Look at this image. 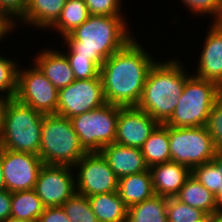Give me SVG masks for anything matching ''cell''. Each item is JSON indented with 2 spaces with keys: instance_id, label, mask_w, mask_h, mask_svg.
I'll return each instance as SVG.
<instances>
[{
  "instance_id": "6da1fadb",
  "label": "cell",
  "mask_w": 222,
  "mask_h": 222,
  "mask_svg": "<svg viewBox=\"0 0 222 222\" xmlns=\"http://www.w3.org/2000/svg\"><path fill=\"white\" fill-rule=\"evenodd\" d=\"M156 61L136 38L105 59L99 76L106 103L121 107L137 106L148 73Z\"/></svg>"
},
{
  "instance_id": "7a4b0ae2",
  "label": "cell",
  "mask_w": 222,
  "mask_h": 222,
  "mask_svg": "<svg viewBox=\"0 0 222 222\" xmlns=\"http://www.w3.org/2000/svg\"><path fill=\"white\" fill-rule=\"evenodd\" d=\"M123 16L89 15L88 19L69 35L65 55L91 58L101 67L109 56L121 50L133 37Z\"/></svg>"
},
{
  "instance_id": "3957f363",
  "label": "cell",
  "mask_w": 222,
  "mask_h": 222,
  "mask_svg": "<svg viewBox=\"0 0 222 222\" xmlns=\"http://www.w3.org/2000/svg\"><path fill=\"white\" fill-rule=\"evenodd\" d=\"M179 60L156 61L151 67L137 107L164 124L175 110L190 76Z\"/></svg>"
},
{
  "instance_id": "277c9868",
  "label": "cell",
  "mask_w": 222,
  "mask_h": 222,
  "mask_svg": "<svg viewBox=\"0 0 222 222\" xmlns=\"http://www.w3.org/2000/svg\"><path fill=\"white\" fill-rule=\"evenodd\" d=\"M43 117L16 97L9 98L0 128V148L39 155Z\"/></svg>"
},
{
  "instance_id": "5b68a950",
  "label": "cell",
  "mask_w": 222,
  "mask_h": 222,
  "mask_svg": "<svg viewBox=\"0 0 222 222\" xmlns=\"http://www.w3.org/2000/svg\"><path fill=\"white\" fill-rule=\"evenodd\" d=\"M221 96L222 88L217 83L191 74L175 110L164 124L183 128L206 126L210 110Z\"/></svg>"
},
{
  "instance_id": "8992f818",
  "label": "cell",
  "mask_w": 222,
  "mask_h": 222,
  "mask_svg": "<svg viewBox=\"0 0 222 222\" xmlns=\"http://www.w3.org/2000/svg\"><path fill=\"white\" fill-rule=\"evenodd\" d=\"M86 153L69 118L44 115L38 155L44 164L73 167Z\"/></svg>"
},
{
  "instance_id": "52a82bcc",
  "label": "cell",
  "mask_w": 222,
  "mask_h": 222,
  "mask_svg": "<svg viewBox=\"0 0 222 222\" xmlns=\"http://www.w3.org/2000/svg\"><path fill=\"white\" fill-rule=\"evenodd\" d=\"M119 106L105 103L70 118L81 146L87 153L100 152L115 142Z\"/></svg>"
},
{
  "instance_id": "ba28073f",
  "label": "cell",
  "mask_w": 222,
  "mask_h": 222,
  "mask_svg": "<svg viewBox=\"0 0 222 222\" xmlns=\"http://www.w3.org/2000/svg\"><path fill=\"white\" fill-rule=\"evenodd\" d=\"M171 161L190 170L215 158L217 149L206 126L183 128L168 126Z\"/></svg>"
},
{
  "instance_id": "9c48e42d",
  "label": "cell",
  "mask_w": 222,
  "mask_h": 222,
  "mask_svg": "<svg viewBox=\"0 0 222 222\" xmlns=\"http://www.w3.org/2000/svg\"><path fill=\"white\" fill-rule=\"evenodd\" d=\"M32 65L24 70L18 68L15 97L43 115L56 114L58 89L35 64Z\"/></svg>"
},
{
  "instance_id": "30bf717a",
  "label": "cell",
  "mask_w": 222,
  "mask_h": 222,
  "mask_svg": "<svg viewBox=\"0 0 222 222\" xmlns=\"http://www.w3.org/2000/svg\"><path fill=\"white\" fill-rule=\"evenodd\" d=\"M73 169L76 192L89 197L117 191L118 178L100 152L86 153Z\"/></svg>"
},
{
  "instance_id": "8fae6325",
  "label": "cell",
  "mask_w": 222,
  "mask_h": 222,
  "mask_svg": "<svg viewBox=\"0 0 222 222\" xmlns=\"http://www.w3.org/2000/svg\"><path fill=\"white\" fill-rule=\"evenodd\" d=\"M105 103L100 77L87 80L76 79L72 84L58 90L56 114L70 119Z\"/></svg>"
},
{
  "instance_id": "7c38bea8",
  "label": "cell",
  "mask_w": 222,
  "mask_h": 222,
  "mask_svg": "<svg viewBox=\"0 0 222 222\" xmlns=\"http://www.w3.org/2000/svg\"><path fill=\"white\" fill-rule=\"evenodd\" d=\"M0 163L6 190L11 193L33 190L44 164L38 155L3 148H0Z\"/></svg>"
},
{
  "instance_id": "4fadbf2b",
  "label": "cell",
  "mask_w": 222,
  "mask_h": 222,
  "mask_svg": "<svg viewBox=\"0 0 222 222\" xmlns=\"http://www.w3.org/2000/svg\"><path fill=\"white\" fill-rule=\"evenodd\" d=\"M72 169L66 165L43 164L34 190L45 208L62 206L76 192Z\"/></svg>"
},
{
  "instance_id": "5bb4252c",
  "label": "cell",
  "mask_w": 222,
  "mask_h": 222,
  "mask_svg": "<svg viewBox=\"0 0 222 222\" xmlns=\"http://www.w3.org/2000/svg\"><path fill=\"white\" fill-rule=\"evenodd\" d=\"M158 124L137 106H119L115 143L141 149Z\"/></svg>"
},
{
  "instance_id": "9a60e30c",
  "label": "cell",
  "mask_w": 222,
  "mask_h": 222,
  "mask_svg": "<svg viewBox=\"0 0 222 222\" xmlns=\"http://www.w3.org/2000/svg\"><path fill=\"white\" fill-rule=\"evenodd\" d=\"M199 58L196 77L210 80L222 88V25L213 22Z\"/></svg>"
},
{
  "instance_id": "2e32d148",
  "label": "cell",
  "mask_w": 222,
  "mask_h": 222,
  "mask_svg": "<svg viewBox=\"0 0 222 222\" xmlns=\"http://www.w3.org/2000/svg\"><path fill=\"white\" fill-rule=\"evenodd\" d=\"M100 153L118 179L126 175L138 174L149 170L141 149L123 146L114 142L104 146Z\"/></svg>"
},
{
  "instance_id": "e0dca14e",
  "label": "cell",
  "mask_w": 222,
  "mask_h": 222,
  "mask_svg": "<svg viewBox=\"0 0 222 222\" xmlns=\"http://www.w3.org/2000/svg\"><path fill=\"white\" fill-rule=\"evenodd\" d=\"M149 170L155 195L166 198L175 197L191 175V170L187 166L173 161L154 165Z\"/></svg>"
},
{
  "instance_id": "ac0fdd59",
  "label": "cell",
  "mask_w": 222,
  "mask_h": 222,
  "mask_svg": "<svg viewBox=\"0 0 222 222\" xmlns=\"http://www.w3.org/2000/svg\"><path fill=\"white\" fill-rule=\"evenodd\" d=\"M57 50V51H56ZM47 48L35 55L34 64L59 90L72 84L76 79L69 61L63 52Z\"/></svg>"
},
{
  "instance_id": "d6986e66",
  "label": "cell",
  "mask_w": 222,
  "mask_h": 222,
  "mask_svg": "<svg viewBox=\"0 0 222 222\" xmlns=\"http://www.w3.org/2000/svg\"><path fill=\"white\" fill-rule=\"evenodd\" d=\"M66 0H28L23 15L15 20L35 26L37 29L50 28L59 18Z\"/></svg>"
},
{
  "instance_id": "ffe728a7",
  "label": "cell",
  "mask_w": 222,
  "mask_h": 222,
  "mask_svg": "<svg viewBox=\"0 0 222 222\" xmlns=\"http://www.w3.org/2000/svg\"><path fill=\"white\" fill-rule=\"evenodd\" d=\"M117 193L130 207L155 195L150 170L118 179Z\"/></svg>"
},
{
  "instance_id": "44dd1931",
  "label": "cell",
  "mask_w": 222,
  "mask_h": 222,
  "mask_svg": "<svg viewBox=\"0 0 222 222\" xmlns=\"http://www.w3.org/2000/svg\"><path fill=\"white\" fill-rule=\"evenodd\" d=\"M88 200L98 222H127L128 206L117 191L89 196Z\"/></svg>"
},
{
  "instance_id": "7402d4cb",
  "label": "cell",
  "mask_w": 222,
  "mask_h": 222,
  "mask_svg": "<svg viewBox=\"0 0 222 222\" xmlns=\"http://www.w3.org/2000/svg\"><path fill=\"white\" fill-rule=\"evenodd\" d=\"M175 198L189 206L201 209L207 215L218 212L215 195L192 175L186 179Z\"/></svg>"
},
{
  "instance_id": "603a6c76",
  "label": "cell",
  "mask_w": 222,
  "mask_h": 222,
  "mask_svg": "<svg viewBox=\"0 0 222 222\" xmlns=\"http://www.w3.org/2000/svg\"><path fill=\"white\" fill-rule=\"evenodd\" d=\"M147 166L171 161L168 126L158 124L141 147Z\"/></svg>"
},
{
  "instance_id": "cb8c5ba5",
  "label": "cell",
  "mask_w": 222,
  "mask_h": 222,
  "mask_svg": "<svg viewBox=\"0 0 222 222\" xmlns=\"http://www.w3.org/2000/svg\"><path fill=\"white\" fill-rule=\"evenodd\" d=\"M44 208L34 189L11 193V217L37 222Z\"/></svg>"
},
{
  "instance_id": "d4e9b609",
  "label": "cell",
  "mask_w": 222,
  "mask_h": 222,
  "mask_svg": "<svg viewBox=\"0 0 222 222\" xmlns=\"http://www.w3.org/2000/svg\"><path fill=\"white\" fill-rule=\"evenodd\" d=\"M167 198L159 195L128 207L127 222H168Z\"/></svg>"
},
{
  "instance_id": "484cf974",
  "label": "cell",
  "mask_w": 222,
  "mask_h": 222,
  "mask_svg": "<svg viewBox=\"0 0 222 222\" xmlns=\"http://www.w3.org/2000/svg\"><path fill=\"white\" fill-rule=\"evenodd\" d=\"M89 11L84 0H66L57 21L50 27L59 31L62 38L73 32L89 17Z\"/></svg>"
},
{
  "instance_id": "4316f807",
  "label": "cell",
  "mask_w": 222,
  "mask_h": 222,
  "mask_svg": "<svg viewBox=\"0 0 222 222\" xmlns=\"http://www.w3.org/2000/svg\"><path fill=\"white\" fill-rule=\"evenodd\" d=\"M70 222H98L88 197L75 192L62 206Z\"/></svg>"
},
{
  "instance_id": "83f0119b",
  "label": "cell",
  "mask_w": 222,
  "mask_h": 222,
  "mask_svg": "<svg viewBox=\"0 0 222 222\" xmlns=\"http://www.w3.org/2000/svg\"><path fill=\"white\" fill-rule=\"evenodd\" d=\"M191 175L215 197L222 188V169L214 160L194 167L191 170Z\"/></svg>"
},
{
  "instance_id": "f1b7e54d",
  "label": "cell",
  "mask_w": 222,
  "mask_h": 222,
  "mask_svg": "<svg viewBox=\"0 0 222 222\" xmlns=\"http://www.w3.org/2000/svg\"><path fill=\"white\" fill-rule=\"evenodd\" d=\"M166 214L168 222H197L207 214L201 209L194 208L173 198H167Z\"/></svg>"
},
{
  "instance_id": "f546056e",
  "label": "cell",
  "mask_w": 222,
  "mask_h": 222,
  "mask_svg": "<svg viewBox=\"0 0 222 222\" xmlns=\"http://www.w3.org/2000/svg\"><path fill=\"white\" fill-rule=\"evenodd\" d=\"M12 60L0 54V93L7 98H14L17 93L19 64Z\"/></svg>"
},
{
  "instance_id": "4dcf8cb0",
  "label": "cell",
  "mask_w": 222,
  "mask_h": 222,
  "mask_svg": "<svg viewBox=\"0 0 222 222\" xmlns=\"http://www.w3.org/2000/svg\"><path fill=\"white\" fill-rule=\"evenodd\" d=\"M188 7L192 15L209 14L214 17L213 22L222 20V0H180Z\"/></svg>"
},
{
  "instance_id": "1f68e13d",
  "label": "cell",
  "mask_w": 222,
  "mask_h": 222,
  "mask_svg": "<svg viewBox=\"0 0 222 222\" xmlns=\"http://www.w3.org/2000/svg\"><path fill=\"white\" fill-rule=\"evenodd\" d=\"M66 57L74 72L75 79L87 80L100 77V67L91 58L77 57V55H66Z\"/></svg>"
},
{
  "instance_id": "d6a6232c",
  "label": "cell",
  "mask_w": 222,
  "mask_h": 222,
  "mask_svg": "<svg viewBox=\"0 0 222 222\" xmlns=\"http://www.w3.org/2000/svg\"><path fill=\"white\" fill-rule=\"evenodd\" d=\"M206 128L217 151H222V96L212 106Z\"/></svg>"
},
{
  "instance_id": "836d02e7",
  "label": "cell",
  "mask_w": 222,
  "mask_h": 222,
  "mask_svg": "<svg viewBox=\"0 0 222 222\" xmlns=\"http://www.w3.org/2000/svg\"><path fill=\"white\" fill-rule=\"evenodd\" d=\"M90 15L122 16L121 0H84Z\"/></svg>"
},
{
  "instance_id": "e575fe53",
  "label": "cell",
  "mask_w": 222,
  "mask_h": 222,
  "mask_svg": "<svg viewBox=\"0 0 222 222\" xmlns=\"http://www.w3.org/2000/svg\"><path fill=\"white\" fill-rule=\"evenodd\" d=\"M28 0H0V14H2L11 24L16 27L15 20L23 15L26 10Z\"/></svg>"
},
{
  "instance_id": "d590c367",
  "label": "cell",
  "mask_w": 222,
  "mask_h": 222,
  "mask_svg": "<svg viewBox=\"0 0 222 222\" xmlns=\"http://www.w3.org/2000/svg\"><path fill=\"white\" fill-rule=\"evenodd\" d=\"M37 222H70L68 216L60 207H46Z\"/></svg>"
},
{
  "instance_id": "8d00e7d4",
  "label": "cell",
  "mask_w": 222,
  "mask_h": 222,
  "mask_svg": "<svg viewBox=\"0 0 222 222\" xmlns=\"http://www.w3.org/2000/svg\"><path fill=\"white\" fill-rule=\"evenodd\" d=\"M11 216V192L0 191V222Z\"/></svg>"
},
{
  "instance_id": "74e56055",
  "label": "cell",
  "mask_w": 222,
  "mask_h": 222,
  "mask_svg": "<svg viewBox=\"0 0 222 222\" xmlns=\"http://www.w3.org/2000/svg\"><path fill=\"white\" fill-rule=\"evenodd\" d=\"M13 24H11L2 14H0V40L4 38L7 33L13 30Z\"/></svg>"
},
{
  "instance_id": "f35d334b",
  "label": "cell",
  "mask_w": 222,
  "mask_h": 222,
  "mask_svg": "<svg viewBox=\"0 0 222 222\" xmlns=\"http://www.w3.org/2000/svg\"><path fill=\"white\" fill-rule=\"evenodd\" d=\"M8 99L9 98L3 96L2 94L0 95V128L2 125L4 108H5V105H6V102L8 101Z\"/></svg>"
},
{
  "instance_id": "ab89813d",
  "label": "cell",
  "mask_w": 222,
  "mask_h": 222,
  "mask_svg": "<svg viewBox=\"0 0 222 222\" xmlns=\"http://www.w3.org/2000/svg\"><path fill=\"white\" fill-rule=\"evenodd\" d=\"M209 222H222V212L218 211L209 215Z\"/></svg>"
},
{
  "instance_id": "60d3db41",
  "label": "cell",
  "mask_w": 222,
  "mask_h": 222,
  "mask_svg": "<svg viewBox=\"0 0 222 222\" xmlns=\"http://www.w3.org/2000/svg\"><path fill=\"white\" fill-rule=\"evenodd\" d=\"M216 203L218 206V211L222 212V188H220V191L216 196Z\"/></svg>"
},
{
  "instance_id": "b9f144b4",
  "label": "cell",
  "mask_w": 222,
  "mask_h": 222,
  "mask_svg": "<svg viewBox=\"0 0 222 222\" xmlns=\"http://www.w3.org/2000/svg\"><path fill=\"white\" fill-rule=\"evenodd\" d=\"M5 190H6V184H5L4 175H3V171H2L1 163H0V191H5Z\"/></svg>"
},
{
  "instance_id": "7bdbcfd3",
  "label": "cell",
  "mask_w": 222,
  "mask_h": 222,
  "mask_svg": "<svg viewBox=\"0 0 222 222\" xmlns=\"http://www.w3.org/2000/svg\"><path fill=\"white\" fill-rule=\"evenodd\" d=\"M222 169V151H217L215 158L213 159Z\"/></svg>"
},
{
  "instance_id": "ee69618b",
  "label": "cell",
  "mask_w": 222,
  "mask_h": 222,
  "mask_svg": "<svg viewBox=\"0 0 222 222\" xmlns=\"http://www.w3.org/2000/svg\"><path fill=\"white\" fill-rule=\"evenodd\" d=\"M3 222H28V221H25V220H21V219H17V218H14V217H9L7 218L5 221Z\"/></svg>"
},
{
  "instance_id": "f6af8a7d",
  "label": "cell",
  "mask_w": 222,
  "mask_h": 222,
  "mask_svg": "<svg viewBox=\"0 0 222 222\" xmlns=\"http://www.w3.org/2000/svg\"><path fill=\"white\" fill-rule=\"evenodd\" d=\"M197 222H209V215H206L202 220Z\"/></svg>"
}]
</instances>
